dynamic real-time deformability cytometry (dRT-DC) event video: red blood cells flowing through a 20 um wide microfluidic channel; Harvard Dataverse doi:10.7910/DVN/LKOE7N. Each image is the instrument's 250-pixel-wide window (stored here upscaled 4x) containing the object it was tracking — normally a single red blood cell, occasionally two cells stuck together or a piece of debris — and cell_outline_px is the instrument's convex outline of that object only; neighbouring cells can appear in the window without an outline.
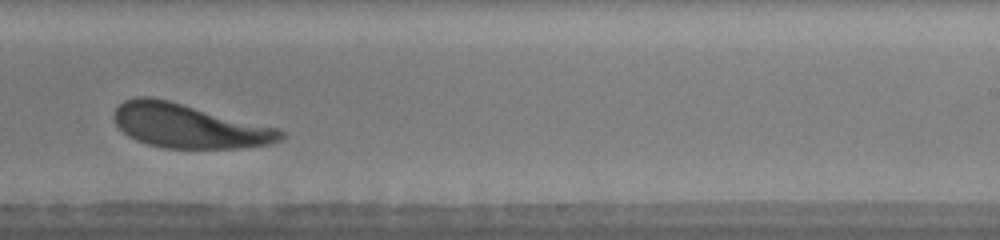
{"species": "human", "species_latin": "Homo sapiens", "temperature_condition": "warm", "stored_images_in_passage": 29, "camera_frame_rate_fps": 3000, "um_per_image_px": 0.085, "donor": {"sex": "male"}, "frame": {"image": 1, "passage_image": 17, "time_ms": 5.333, "image_size_px": [1000, 240], "cell_outline_px": [[288, 136], [284, 140], [272, 144], [240, 148], [164, 148], [148, 144], [136, 140], [128, 136], [116, 124], [112, 116], [116, 108], [124, 100], [136, 96], [148, 96], [168, 100], [276, 128], [284, 132]], "centroid_in_image_um": [16.05, 10.72], "position_along_channel_um": 273.0, "area_um2": 42.66}, "authors_computed_cell_mechanics": {"area_um2": 43.1188, "velocity_mm_per_s": 3.86, "shape_relaxation_time_tau1_ms": 1.9702, "shape_relaxation_time_tau2_ms": 9.6016, "deformation_change_tau1": 0.1421, "deformation_change_tau2": 0.2502}}